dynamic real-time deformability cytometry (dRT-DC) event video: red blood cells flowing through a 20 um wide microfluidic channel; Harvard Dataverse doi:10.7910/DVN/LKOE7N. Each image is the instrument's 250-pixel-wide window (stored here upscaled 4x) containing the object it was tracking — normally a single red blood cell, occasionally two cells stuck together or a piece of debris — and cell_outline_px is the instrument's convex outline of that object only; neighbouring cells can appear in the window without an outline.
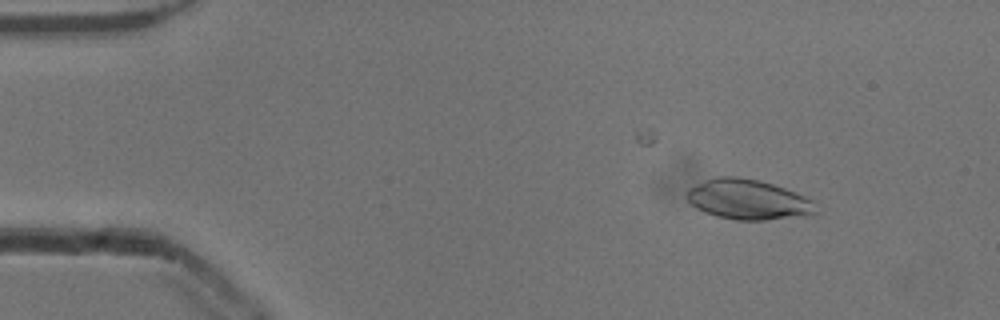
{"species": "common noctule bat (a hibernating species)", "species_latin": "Nyctalus noctula", "temperature_condition": "cold", "stored_images_in_passage": 45, "camera_frame_rate_fps": 3000, "um_per_image_px": 0.085, "animal": {"sex": "male", "body_mass_g": 13.3}, "frame": {"image": 1, "passage_image": 6, "time_ms": 1.667, "image_size_px": [1000, 320], "cell_outline_px": [[816, 212], [804, 216], [764, 220], [736, 220], [716, 216], [704, 212], [696, 208], [688, 200], [688, 188], [696, 184], [716, 176], [736, 176], [760, 180], [784, 188], [804, 196], [812, 200]], "centroid_in_image_um": [63.56, 16.96], "position_along_channel_um": 21.4, "area_um2": 29.94}}
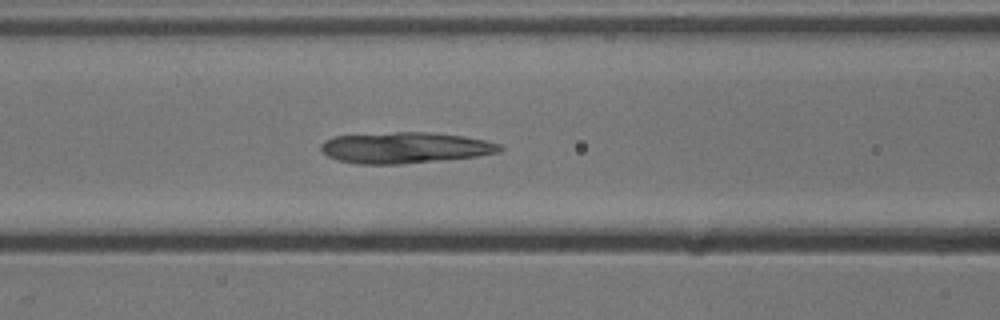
{"frame": {"image": 2, "passage_image": 21, "time_ms": 6.667, "image_size_px": [1000, 320], "cell_outline_px": [[504, 148], [500, 152], [476, 156], [400, 164], [356, 164], [336, 160], [328, 156], [320, 148], [320, 144], [324, 140], [336, 136], [392, 132], [428, 132], [464, 136], [484, 140], [500, 144]], "centroid_in_image_um": [34.4, 12.55], "position_along_channel_um": 132.2, "area_um2": 32.31}}
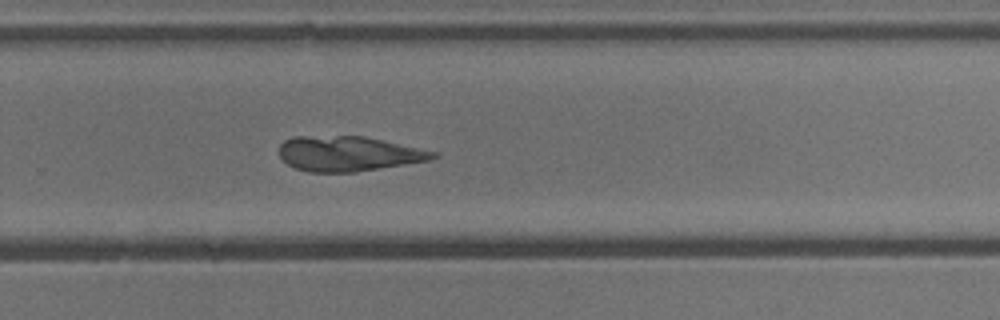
{"frame": {"image": 3, "passage_image": 34, "time_ms": 11.0, "image_size_px": [1000, 320], "cell_outline_px": [[440, 156], [432, 160], [356, 172], [308, 172], [296, 168], [288, 164], [280, 156], [280, 144], [284, 140], [292, 136], [364, 136], [440, 152]], "centroid_in_image_um": [29.67, 13.06], "position_along_channel_um": 300.1, "area_um2": 31.62}}